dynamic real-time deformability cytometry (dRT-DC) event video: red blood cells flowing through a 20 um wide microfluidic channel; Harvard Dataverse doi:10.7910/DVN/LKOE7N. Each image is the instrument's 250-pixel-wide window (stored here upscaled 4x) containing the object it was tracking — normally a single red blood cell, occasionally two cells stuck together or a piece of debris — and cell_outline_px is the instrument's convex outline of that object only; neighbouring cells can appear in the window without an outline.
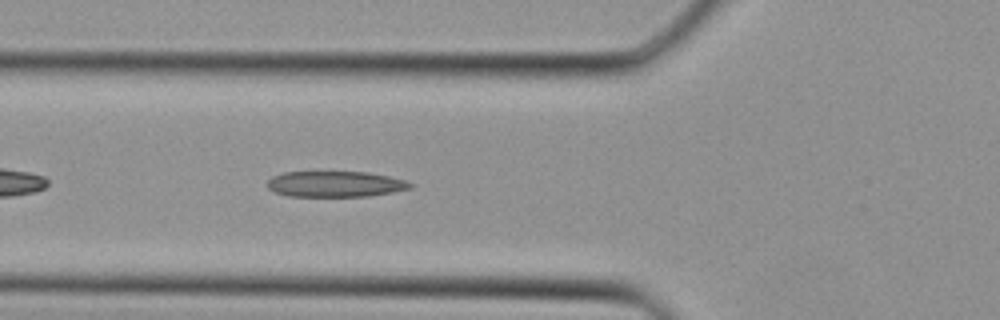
{"species": "Egyptian fruit bat (a non-hibernating species)", "species_latin": "Rousettus aegyptiacus", "temperature_condition": "cold", "stored_images_in_passage": 36, "camera_frame_rate_fps": 3000, "um_per_image_px": 0.085, "animal": {"sex": "female"}, "frame": {"image": 1, "passage_image": 13, "time_ms": 4.0, "image_size_px": [1000, 320], "cell_outline_px": [[416, 184], [412, 188], [392, 192], [368, 196], [288, 196], [276, 192], [268, 188], [268, 180], [272, 176], [284, 172], [364, 172], [388, 176], [404, 180]], "centroid_in_image_um": [28.51, 15.64], "position_along_channel_um": 97.3, "area_um2": 21.39}}
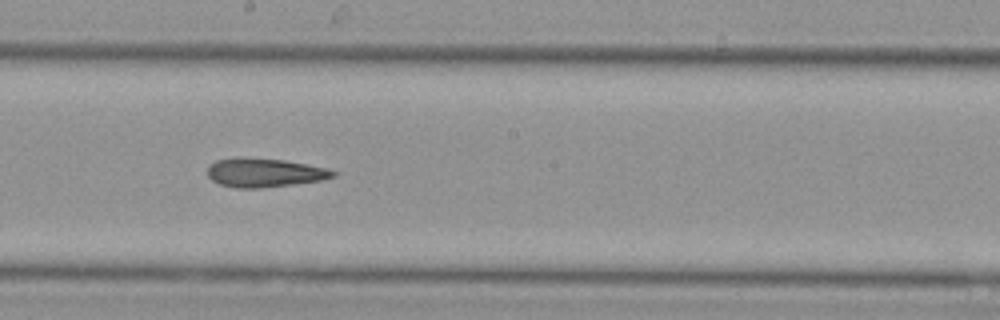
{"frame": {"image": 2, "passage_image": 20, "time_ms": 6.333, "image_size_px": [1000, 320], "cell_outline_px": [[336, 176], [320, 180], [260, 188], [236, 188], [220, 184], [212, 180], [208, 176], [208, 168], [216, 160], [284, 160], [328, 168], [336, 172]], "centroid_in_image_um": [22.53, 14.72], "position_along_channel_um": 225.7, "area_um2": 20.06}}
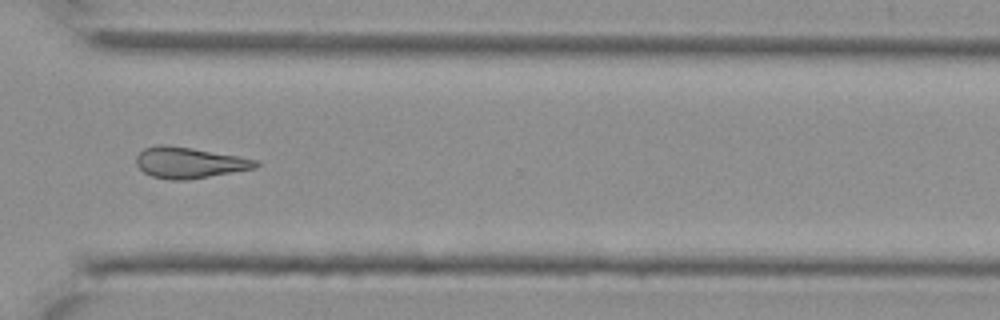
{"frame": {"image": 3, "passage_image": 27, "time_ms": 8.667, "image_size_px": [1000, 320], "cell_outline_px": [[260, 164], [256, 168], [188, 180], [172, 180], [152, 176], [144, 172], [136, 164], [136, 156], [144, 148], [156, 144], [168, 144], [192, 148], [236, 156], [256, 160]], "centroid_in_image_um": [16.05, 13.82], "position_along_channel_um": 354.6, "area_um2": 21.5}}